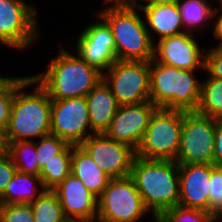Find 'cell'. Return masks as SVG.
<instances>
[{"mask_svg": "<svg viewBox=\"0 0 222 222\" xmlns=\"http://www.w3.org/2000/svg\"><path fill=\"white\" fill-rule=\"evenodd\" d=\"M31 85L34 91L26 93ZM51 99L46 91L31 77H16V92L11 115L5 130L7 143L18 140L36 141L51 134Z\"/></svg>", "mask_w": 222, "mask_h": 222, "instance_id": "1", "label": "cell"}, {"mask_svg": "<svg viewBox=\"0 0 222 222\" xmlns=\"http://www.w3.org/2000/svg\"><path fill=\"white\" fill-rule=\"evenodd\" d=\"M130 176L145 208L157 219L179 203V170L175 160L134 157Z\"/></svg>", "mask_w": 222, "mask_h": 222, "instance_id": "2", "label": "cell"}, {"mask_svg": "<svg viewBox=\"0 0 222 222\" xmlns=\"http://www.w3.org/2000/svg\"><path fill=\"white\" fill-rule=\"evenodd\" d=\"M50 60L45 71L30 75L49 95L51 100H63L86 95L102 79V73L61 47Z\"/></svg>", "mask_w": 222, "mask_h": 222, "instance_id": "3", "label": "cell"}, {"mask_svg": "<svg viewBox=\"0 0 222 222\" xmlns=\"http://www.w3.org/2000/svg\"><path fill=\"white\" fill-rule=\"evenodd\" d=\"M97 11L110 27L115 40L117 60L150 61L153 59L154 42L146 28L143 14L135 5H112ZM142 17H141V16Z\"/></svg>", "mask_w": 222, "mask_h": 222, "instance_id": "4", "label": "cell"}, {"mask_svg": "<svg viewBox=\"0 0 222 222\" xmlns=\"http://www.w3.org/2000/svg\"><path fill=\"white\" fill-rule=\"evenodd\" d=\"M194 72L150 60V101L157 108L195 111L202 81L195 77Z\"/></svg>", "mask_w": 222, "mask_h": 222, "instance_id": "5", "label": "cell"}, {"mask_svg": "<svg viewBox=\"0 0 222 222\" xmlns=\"http://www.w3.org/2000/svg\"><path fill=\"white\" fill-rule=\"evenodd\" d=\"M182 125L183 110L157 108L150 117L136 156L175 160L180 147Z\"/></svg>", "mask_w": 222, "mask_h": 222, "instance_id": "6", "label": "cell"}, {"mask_svg": "<svg viewBox=\"0 0 222 222\" xmlns=\"http://www.w3.org/2000/svg\"><path fill=\"white\" fill-rule=\"evenodd\" d=\"M149 211L130 175L110 178L98 198L96 222H138Z\"/></svg>", "mask_w": 222, "mask_h": 222, "instance_id": "7", "label": "cell"}, {"mask_svg": "<svg viewBox=\"0 0 222 222\" xmlns=\"http://www.w3.org/2000/svg\"><path fill=\"white\" fill-rule=\"evenodd\" d=\"M102 79L120 106L150 101L149 61L116 60Z\"/></svg>", "mask_w": 222, "mask_h": 222, "instance_id": "8", "label": "cell"}, {"mask_svg": "<svg viewBox=\"0 0 222 222\" xmlns=\"http://www.w3.org/2000/svg\"><path fill=\"white\" fill-rule=\"evenodd\" d=\"M216 119L183 111L178 164H213Z\"/></svg>", "mask_w": 222, "mask_h": 222, "instance_id": "9", "label": "cell"}, {"mask_svg": "<svg viewBox=\"0 0 222 222\" xmlns=\"http://www.w3.org/2000/svg\"><path fill=\"white\" fill-rule=\"evenodd\" d=\"M31 2L0 0V43L9 48L25 50L41 35L37 10Z\"/></svg>", "mask_w": 222, "mask_h": 222, "instance_id": "10", "label": "cell"}, {"mask_svg": "<svg viewBox=\"0 0 222 222\" xmlns=\"http://www.w3.org/2000/svg\"><path fill=\"white\" fill-rule=\"evenodd\" d=\"M50 127L52 135L75 146L95 134L90 125L86 97L51 100Z\"/></svg>", "mask_w": 222, "mask_h": 222, "instance_id": "11", "label": "cell"}, {"mask_svg": "<svg viewBox=\"0 0 222 222\" xmlns=\"http://www.w3.org/2000/svg\"><path fill=\"white\" fill-rule=\"evenodd\" d=\"M79 146L110 178L130 175L136 151L129 145L101 133L92 134Z\"/></svg>", "mask_w": 222, "mask_h": 222, "instance_id": "12", "label": "cell"}, {"mask_svg": "<svg viewBox=\"0 0 222 222\" xmlns=\"http://www.w3.org/2000/svg\"><path fill=\"white\" fill-rule=\"evenodd\" d=\"M99 20L84 27L76 40L78 55L102 74L117 60L115 40L108 24L96 14Z\"/></svg>", "mask_w": 222, "mask_h": 222, "instance_id": "13", "label": "cell"}, {"mask_svg": "<svg viewBox=\"0 0 222 222\" xmlns=\"http://www.w3.org/2000/svg\"><path fill=\"white\" fill-rule=\"evenodd\" d=\"M205 51L193 33L183 32L154 42L153 60L179 69L204 72Z\"/></svg>", "mask_w": 222, "mask_h": 222, "instance_id": "14", "label": "cell"}, {"mask_svg": "<svg viewBox=\"0 0 222 222\" xmlns=\"http://www.w3.org/2000/svg\"><path fill=\"white\" fill-rule=\"evenodd\" d=\"M157 107L151 102L121 105L105 134L117 142L138 149L147 130L151 115Z\"/></svg>", "mask_w": 222, "mask_h": 222, "instance_id": "15", "label": "cell"}, {"mask_svg": "<svg viewBox=\"0 0 222 222\" xmlns=\"http://www.w3.org/2000/svg\"><path fill=\"white\" fill-rule=\"evenodd\" d=\"M52 191L57 195L67 219L96 221L98 198L72 173Z\"/></svg>", "mask_w": 222, "mask_h": 222, "instance_id": "16", "label": "cell"}, {"mask_svg": "<svg viewBox=\"0 0 222 222\" xmlns=\"http://www.w3.org/2000/svg\"><path fill=\"white\" fill-rule=\"evenodd\" d=\"M179 203L182 206L208 211L212 164H178Z\"/></svg>", "mask_w": 222, "mask_h": 222, "instance_id": "17", "label": "cell"}, {"mask_svg": "<svg viewBox=\"0 0 222 222\" xmlns=\"http://www.w3.org/2000/svg\"><path fill=\"white\" fill-rule=\"evenodd\" d=\"M86 101L92 131L105 133L120 105L103 79L86 95Z\"/></svg>", "mask_w": 222, "mask_h": 222, "instance_id": "18", "label": "cell"}, {"mask_svg": "<svg viewBox=\"0 0 222 222\" xmlns=\"http://www.w3.org/2000/svg\"><path fill=\"white\" fill-rule=\"evenodd\" d=\"M136 7L140 9V12L144 13L143 17L145 19L146 28L153 42V34H155V36L157 35L160 40L165 37H170L172 35L185 32L181 21V12L178 4H161Z\"/></svg>", "mask_w": 222, "mask_h": 222, "instance_id": "19", "label": "cell"}, {"mask_svg": "<svg viewBox=\"0 0 222 222\" xmlns=\"http://www.w3.org/2000/svg\"><path fill=\"white\" fill-rule=\"evenodd\" d=\"M71 173L97 198L110 181V177L79 145H72Z\"/></svg>", "mask_w": 222, "mask_h": 222, "instance_id": "20", "label": "cell"}, {"mask_svg": "<svg viewBox=\"0 0 222 222\" xmlns=\"http://www.w3.org/2000/svg\"><path fill=\"white\" fill-rule=\"evenodd\" d=\"M45 190L39 175L16 171L13 179L0 196V204H30Z\"/></svg>", "mask_w": 222, "mask_h": 222, "instance_id": "21", "label": "cell"}, {"mask_svg": "<svg viewBox=\"0 0 222 222\" xmlns=\"http://www.w3.org/2000/svg\"><path fill=\"white\" fill-rule=\"evenodd\" d=\"M177 4L185 32L194 33L196 27L201 29L212 22L215 6H210L208 0H179Z\"/></svg>", "mask_w": 222, "mask_h": 222, "instance_id": "22", "label": "cell"}, {"mask_svg": "<svg viewBox=\"0 0 222 222\" xmlns=\"http://www.w3.org/2000/svg\"><path fill=\"white\" fill-rule=\"evenodd\" d=\"M196 113L213 119L222 118V79L210 77L201 82Z\"/></svg>", "mask_w": 222, "mask_h": 222, "instance_id": "23", "label": "cell"}, {"mask_svg": "<svg viewBox=\"0 0 222 222\" xmlns=\"http://www.w3.org/2000/svg\"><path fill=\"white\" fill-rule=\"evenodd\" d=\"M72 144L46 163L40 170L39 176L46 190L54 189L71 173Z\"/></svg>", "mask_w": 222, "mask_h": 222, "instance_id": "24", "label": "cell"}, {"mask_svg": "<svg viewBox=\"0 0 222 222\" xmlns=\"http://www.w3.org/2000/svg\"><path fill=\"white\" fill-rule=\"evenodd\" d=\"M7 153L17 171L39 175L40 169L36 160V141L18 140L7 143Z\"/></svg>", "mask_w": 222, "mask_h": 222, "instance_id": "25", "label": "cell"}, {"mask_svg": "<svg viewBox=\"0 0 222 222\" xmlns=\"http://www.w3.org/2000/svg\"><path fill=\"white\" fill-rule=\"evenodd\" d=\"M35 222H65L63 208L52 190H45L30 203Z\"/></svg>", "mask_w": 222, "mask_h": 222, "instance_id": "26", "label": "cell"}, {"mask_svg": "<svg viewBox=\"0 0 222 222\" xmlns=\"http://www.w3.org/2000/svg\"><path fill=\"white\" fill-rule=\"evenodd\" d=\"M156 220L158 222H214L215 218L206 210L177 204L165 210Z\"/></svg>", "mask_w": 222, "mask_h": 222, "instance_id": "27", "label": "cell"}, {"mask_svg": "<svg viewBox=\"0 0 222 222\" xmlns=\"http://www.w3.org/2000/svg\"><path fill=\"white\" fill-rule=\"evenodd\" d=\"M69 144L62 138L56 135H46L36 141V160L38 167H42L56 158V155L61 153Z\"/></svg>", "mask_w": 222, "mask_h": 222, "instance_id": "28", "label": "cell"}, {"mask_svg": "<svg viewBox=\"0 0 222 222\" xmlns=\"http://www.w3.org/2000/svg\"><path fill=\"white\" fill-rule=\"evenodd\" d=\"M16 92V77L0 76V128L6 130L14 95Z\"/></svg>", "mask_w": 222, "mask_h": 222, "instance_id": "29", "label": "cell"}, {"mask_svg": "<svg viewBox=\"0 0 222 222\" xmlns=\"http://www.w3.org/2000/svg\"><path fill=\"white\" fill-rule=\"evenodd\" d=\"M208 195V212L216 218L222 212V166L212 164Z\"/></svg>", "mask_w": 222, "mask_h": 222, "instance_id": "30", "label": "cell"}, {"mask_svg": "<svg viewBox=\"0 0 222 222\" xmlns=\"http://www.w3.org/2000/svg\"><path fill=\"white\" fill-rule=\"evenodd\" d=\"M0 222H35L30 204H0Z\"/></svg>", "mask_w": 222, "mask_h": 222, "instance_id": "31", "label": "cell"}, {"mask_svg": "<svg viewBox=\"0 0 222 222\" xmlns=\"http://www.w3.org/2000/svg\"><path fill=\"white\" fill-rule=\"evenodd\" d=\"M205 51L204 72L208 76L222 79V47H212Z\"/></svg>", "mask_w": 222, "mask_h": 222, "instance_id": "32", "label": "cell"}, {"mask_svg": "<svg viewBox=\"0 0 222 222\" xmlns=\"http://www.w3.org/2000/svg\"><path fill=\"white\" fill-rule=\"evenodd\" d=\"M17 168L14 166L8 153L0 155V196L4 193L6 186L13 179Z\"/></svg>", "mask_w": 222, "mask_h": 222, "instance_id": "33", "label": "cell"}, {"mask_svg": "<svg viewBox=\"0 0 222 222\" xmlns=\"http://www.w3.org/2000/svg\"><path fill=\"white\" fill-rule=\"evenodd\" d=\"M213 164L222 166V118L216 119Z\"/></svg>", "mask_w": 222, "mask_h": 222, "instance_id": "34", "label": "cell"}, {"mask_svg": "<svg viewBox=\"0 0 222 222\" xmlns=\"http://www.w3.org/2000/svg\"><path fill=\"white\" fill-rule=\"evenodd\" d=\"M218 12L216 9L214 10L213 16H212V20H214L215 22L212 21L213 23V34L216 40H218V44L216 45V47H222V13ZM217 17V18H215ZM215 18V19H214Z\"/></svg>", "mask_w": 222, "mask_h": 222, "instance_id": "35", "label": "cell"}, {"mask_svg": "<svg viewBox=\"0 0 222 222\" xmlns=\"http://www.w3.org/2000/svg\"><path fill=\"white\" fill-rule=\"evenodd\" d=\"M143 1V0H142ZM145 5L137 2L135 6H152V5H161V4H177L179 0H144Z\"/></svg>", "mask_w": 222, "mask_h": 222, "instance_id": "36", "label": "cell"}, {"mask_svg": "<svg viewBox=\"0 0 222 222\" xmlns=\"http://www.w3.org/2000/svg\"><path fill=\"white\" fill-rule=\"evenodd\" d=\"M103 2L112 5H135L139 0H103Z\"/></svg>", "mask_w": 222, "mask_h": 222, "instance_id": "37", "label": "cell"}, {"mask_svg": "<svg viewBox=\"0 0 222 222\" xmlns=\"http://www.w3.org/2000/svg\"><path fill=\"white\" fill-rule=\"evenodd\" d=\"M7 152V142L5 139V131L0 128V155Z\"/></svg>", "mask_w": 222, "mask_h": 222, "instance_id": "38", "label": "cell"}, {"mask_svg": "<svg viewBox=\"0 0 222 222\" xmlns=\"http://www.w3.org/2000/svg\"><path fill=\"white\" fill-rule=\"evenodd\" d=\"M65 222H96V221L67 219Z\"/></svg>", "mask_w": 222, "mask_h": 222, "instance_id": "39", "label": "cell"}, {"mask_svg": "<svg viewBox=\"0 0 222 222\" xmlns=\"http://www.w3.org/2000/svg\"><path fill=\"white\" fill-rule=\"evenodd\" d=\"M218 2H219V5H220V7H219V5L217 6V7H215V9L219 12L220 10H221V12H222V0H218Z\"/></svg>", "mask_w": 222, "mask_h": 222, "instance_id": "40", "label": "cell"}, {"mask_svg": "<svg viewBox=\"0 0 222 222\" xmlns=\"http://www.w3.org/2000/svg\"><path fill=\"white\" fill-rule=\"evenodd\" d=\"M219 219H222V212L215 218V220L217 221V222H219L218 220ZM222 222V221H221Z\"/></svg>", "mask_w": 222, "mask_h": 222, "instance_id": "41", "label": "cell"}, {"mask_svg": "<svg viewBox=\"0 0 222 222\" xmlns=\"http://www.w3.org/2000/svg\"><path fill=\"white\" fill-rule=\"evenodd\" d=\"M151 222H158L155 218H152Z\"/></svg>", "mask_w": 222, "mask_h": 222, "instance_id": "42", "label": "cell"}]
</instances>
